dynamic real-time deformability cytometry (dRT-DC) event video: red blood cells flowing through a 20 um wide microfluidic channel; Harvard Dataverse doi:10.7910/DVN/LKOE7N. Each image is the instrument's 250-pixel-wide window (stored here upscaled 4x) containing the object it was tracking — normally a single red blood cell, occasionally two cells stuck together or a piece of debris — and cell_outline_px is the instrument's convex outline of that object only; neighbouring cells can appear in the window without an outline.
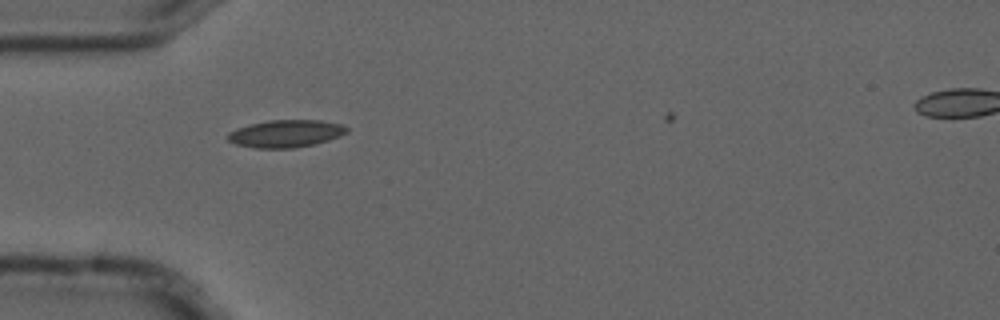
{"species": "common noctule bat (a hibernating species)", "species_latin": "Nyctalus noctula", "temperature_condition": "cold", "stored_images_in_passage": 7, "camera_frame_rate_fps": 3000, "um_per_image_px": 0.085, "animal": {"sex": "male", "forearm_length_mm": 52.5}, "frame": {"image": 1, "passage_image": 1, "time_ms": 0.0, "image_size_px": [1000, 320], "cell_outline_px": [[348, 132], [340, 136], [316, 144], [292, 148], [252, 148], [236, 144], [228, 140], [228, 132], [236, 128], [268, 120], [320, 120], [344, 124], [348, 128]], "centroid_in_image_um": [24.32, 11.35], "position_along_channel_um": 60.7, "area_um2": 19.13}}
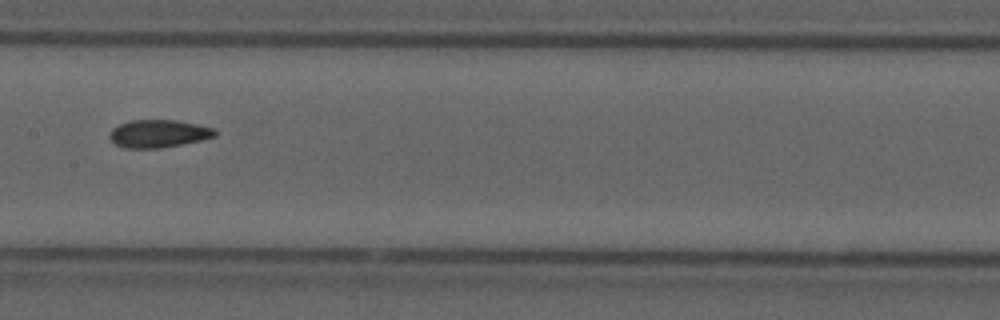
{"frame": {"image": 2, "passage_image": 4, "time_ms": 1.0, "image_size_px": [1000, 320], "cell_outline_px": [[216, 136], [200, 140], [160, 148], [124, 148], [116, 144], [108, 136], [112, 128], [120, 124], [132, 120], [176, 120], [196, 124], [212, 128], [216, 132]], "centroid_in_image_um": [13.44, 11.36], "position_along_channel_um": 194.0, "area_um2": 16.82}}
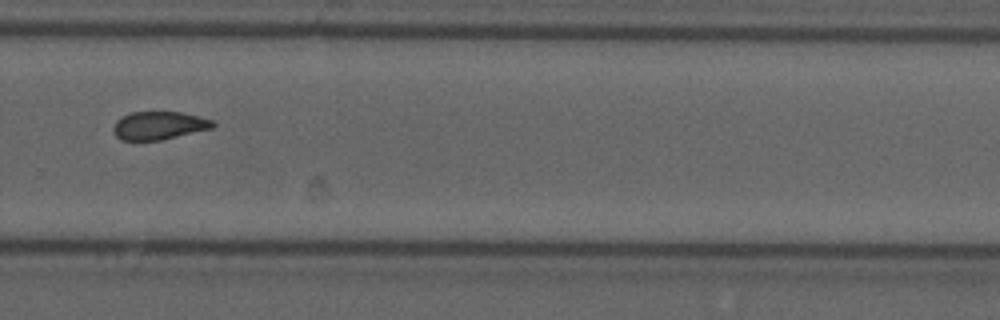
{"frame": {"image": 3, "passage_image": 7, "time_ms": 2.0, "image_size_px": [1000, 320], "cell_outline_px": [[216, 124], [212, 128], [160, 140], [120, 140], [116, 136], [112, 128], [116, 120], [120, 116], [132, 112], [180, 112], [200, 116], [212, 120]], "centroid_in_image_um": [13.48, 10.66], "position_along_channel_um": 316.3, "area_um2": 16.3}}